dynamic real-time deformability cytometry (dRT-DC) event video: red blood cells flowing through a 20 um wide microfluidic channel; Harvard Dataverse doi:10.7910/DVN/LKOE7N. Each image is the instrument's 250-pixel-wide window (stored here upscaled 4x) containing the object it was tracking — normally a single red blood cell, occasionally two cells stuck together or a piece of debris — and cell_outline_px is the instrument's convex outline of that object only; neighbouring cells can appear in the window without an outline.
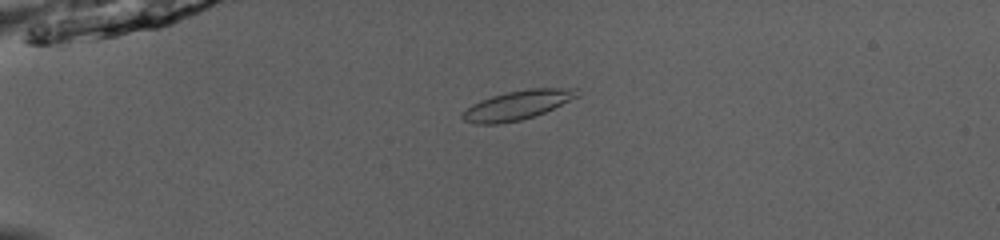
{"species": "common noctule bat (a hibernating species)", "species_latin": "Nyctalus noctula", "temperature_condition": "room temperature", "stored_images_in_passage": 48, "camera_frame_rate_fps": 3000, "um_per_image_px": 0.085, "animal": {"sex": "male", "body_mass_g": 13.0, "forearm_length_mm": 53.1}, "frame": {"image": 1, "passage_image": 11, "time_ms": 3.333, "image_size_px": [1000, 240], "cell_outline_px": [[580, 96], [544, 112], [520, 120], [496, 124], [476, 124], [464, 120], [460, 116], [472, 104], [480, 100], [492, 96], [508, 92], [528, 88], [576, 88]], "centroid_in_image_um": [43.98, 8.93], "position_along_channel_um": 41.0, "area_um2": 19.25}}
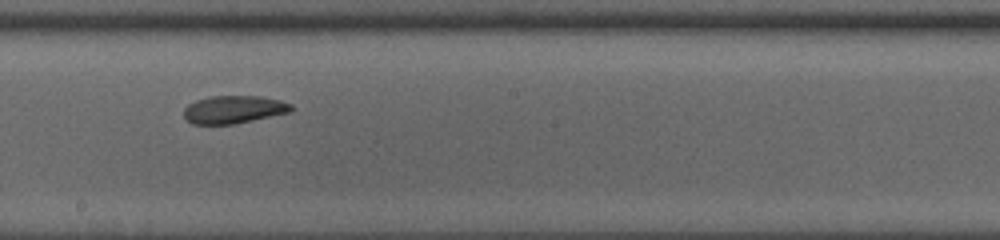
{"frame": {"image": 2, "passage_image": 28, "time_ms": 9.0, "image_size_px": [1000, 240], "cell_outline_px": [[296, 108], [292, 112], [236, 124], [192, 124], [184, 116], [184, 108], [188, 104], [196, 100], [212, 96], [260, 96], [280, 100], [292, 104]], "centroid_in_image_um": [19.92, 9.31], "position_along_channel_um": 228.3, "area_um2": 17.63}}
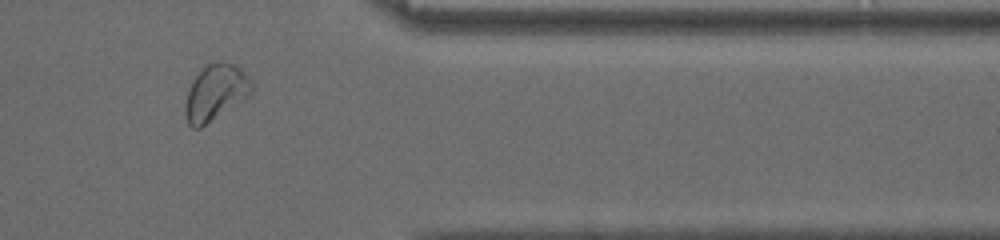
{"frame": {"image": 3, "passage_image": 41, "time_ms": 13.333, "image_size_px": [1000, 240], "cell_outline_px": [[252, 92], [248, 96], [200, 128], [192, 128], [188, 124], [184, 116], [184, 104], [188, 88], [192, 80], [208, 64], [236, 64], [252, 80]], "centroid_in_image_um": [18.28, 7.9], "position_along_channel_um": 393.1, "area_um2": 21.27}, "authors_computed_cell_mechanics": {"area_um2": 19.1896, "velocity_mm_per_s": 4.0111, "shape_relaxation_time_tau1_ms": 4.6701, "shape_relaxation_time_tau2_ms": 4.3419, "deformation_change_tau1": 0.0915, "deformation_change_tau2": 0.0962}}